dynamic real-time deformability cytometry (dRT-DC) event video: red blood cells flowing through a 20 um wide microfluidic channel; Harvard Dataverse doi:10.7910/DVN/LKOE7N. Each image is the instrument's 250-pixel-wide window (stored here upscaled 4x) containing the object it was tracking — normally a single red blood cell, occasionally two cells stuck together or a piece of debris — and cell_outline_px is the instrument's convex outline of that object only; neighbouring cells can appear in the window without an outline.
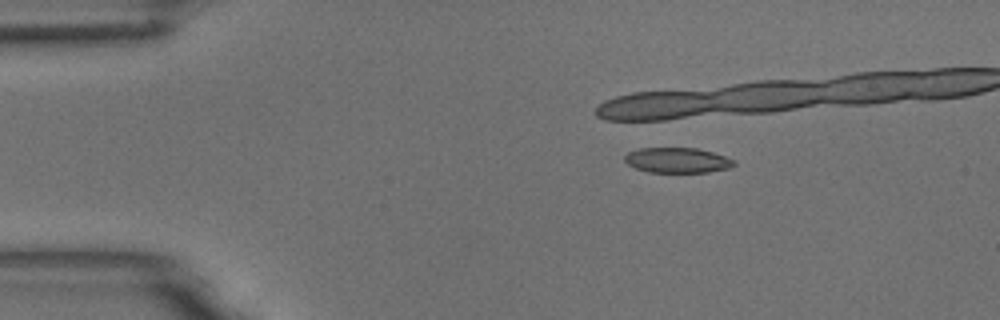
{"species": "common noctule bat (a hibernating species)", "species_latin": "Nyctalus noctula", "temperature_condition": "room temperature", "stored_images_in_passage": 12, "camera_frame_rate_fps": 3000, "um_per_image_px": 0.085, "animal": {"sex": "male", "body_mass_g": 18.8}, "frame": {"image": 1, "passage_image": 3, "time_ms": 0.667, "image_size_px": [1000, 320], "cell_outline_px": [[736, 164], [728, 168], [708, 172], [648, 172], [636, 168], [628, 164], [624, 160], [624, 156], [628, 152], [640, 148], [696, 148], [712, 152], [736, 160]], "centroid_in_image_um": [57.57, 13.62], "position_along_channel_um": 27.4, "area_um2": 16.01}}